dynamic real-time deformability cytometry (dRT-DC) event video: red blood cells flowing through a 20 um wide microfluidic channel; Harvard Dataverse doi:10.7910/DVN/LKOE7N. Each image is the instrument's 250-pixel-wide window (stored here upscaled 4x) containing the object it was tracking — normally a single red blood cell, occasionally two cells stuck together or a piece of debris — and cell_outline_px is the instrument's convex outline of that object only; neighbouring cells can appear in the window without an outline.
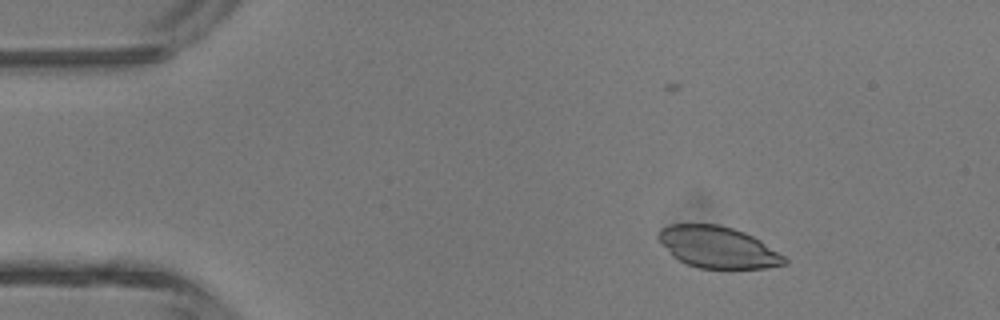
{"species": "common noctule bat (a hibernating species)", "species_latin": "Nyctalus noctula", "temperature_condition": "room temperature", "stored_images_in_passage": 2, "camera_frame_rate_fps": 3000, "um_per_image_px": 0.085, "animal": {"sex": "male", "body_mass_g": 13.3}, "frame": {"image": 1, "passage_image": 1, "time_ms": 0.0, "image_size_px": [1000, 320], "cell_outline_px": [[788, 264], [768, 268], [700, 268], [688, 264], [672, 256], [656, 236], [656, 232], [660, 228], [668, 224], [720, 224], [744, 232], [760, 240], [784, 256], [788, 260]], "centroid_in_image_um": [61.0, 21.0], "position_along_channel_um": 24.0, "area_um2": 30.52}}